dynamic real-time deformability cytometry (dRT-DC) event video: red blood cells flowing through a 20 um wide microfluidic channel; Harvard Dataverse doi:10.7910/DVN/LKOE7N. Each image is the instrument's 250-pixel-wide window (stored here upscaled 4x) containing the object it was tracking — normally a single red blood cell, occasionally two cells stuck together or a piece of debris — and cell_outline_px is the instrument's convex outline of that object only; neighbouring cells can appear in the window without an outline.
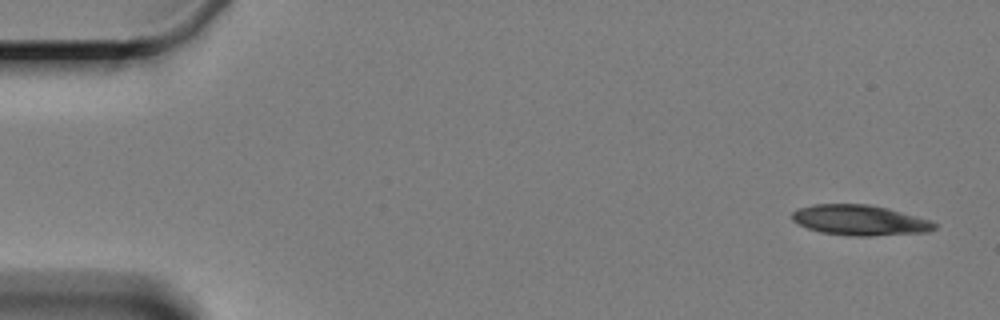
{"species": "Egyptian fruit bat (a non-hibernating species)", "species_latin": "Rousettus aegyptiacus", "temperature_condition": "cold", "stored_images_in_passage": 5, "camera_frame_rate_fps": 3000, "um_per_image_px": 0.085, "animal": {"sex": "female"}, "frame": {"image": 1, "passage_image": 1, "time_ms": 0.0, "image_size_px": [1000, 320], "cell_outline_px": [[936, 228], [928, 232], [868, 236], [852, 236], [820, 232], [808, 228], [792, 220], [792, 212], [796, 208], [812, 204], [868, 204], [888, 208], [932, 220], [936, 224]], "centroid_in_image_um": [73.09, 18.71], "position_along_channel_um": 11.9, "area_um2": 25.32}}